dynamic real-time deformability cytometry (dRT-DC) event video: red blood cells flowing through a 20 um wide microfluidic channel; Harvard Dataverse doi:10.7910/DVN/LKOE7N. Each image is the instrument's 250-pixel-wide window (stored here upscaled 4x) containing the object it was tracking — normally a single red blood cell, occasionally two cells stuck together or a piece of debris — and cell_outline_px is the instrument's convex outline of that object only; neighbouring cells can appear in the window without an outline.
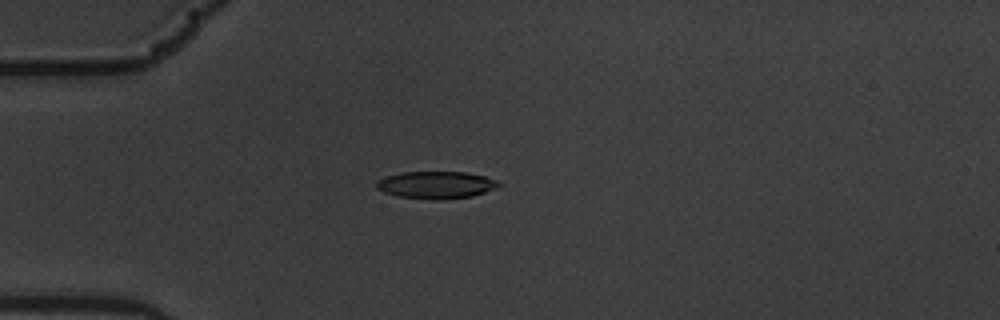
{"species": "common noctule bat (a hibernating species)", "species_latin": "Nyctalus noctula", "temperature_condition": "warm", "stored_images_in_passage": 13, "camera_frame_rate_fps": 3000, "um_per_image_px": 0.085, "animal": {"sex": "male", "body_mass_g": 19.5, "forearm_length_mm": 54.6}, "frame": {"image": 1, "passage_image": 4, "time_ms": 1.0, "image_size_px": [1000, 320], "cell_outline_px": [[500, 184], [496, 188], [472, 196], [440, 200], [436, 200], [396, 196], [384, 192], [376, 188], [376, 180], [388, 176], [404, 172], [464, 172], [484, 176], [496, 180]], "centroid_in_image_um": [37.04, 15.72], "position_along_channel_um": 48.0, "area_um2": 19.31}}
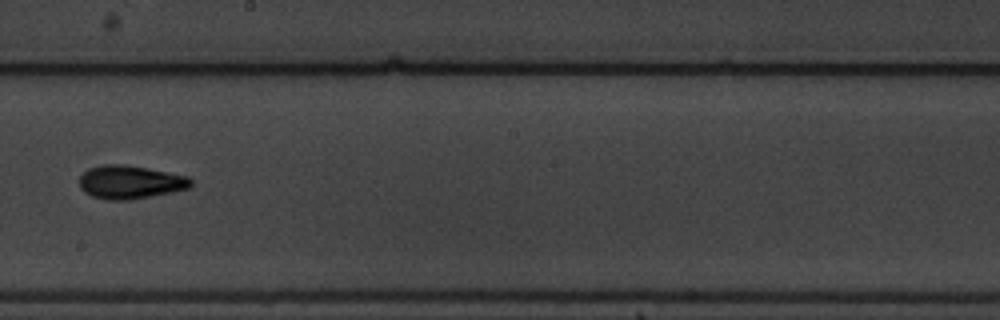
{"frame": {"image": 2, "passage_image": 9, "time_ms": 2.667, "image_size_px": [1000, 320], "cell_outline_px": [[192, 188], [172, 192], [128, 200], [108, 200], [92, 196], [84, 192], [80, 188], [80, 176], [88, 168], [104, 164], [124, 164], [148, 168], [188, 176], [192, 180]], "centroid_in_image_um": [11.08, 15.47], "position_along_channel_um": 237.1, "area_um2": 21.79}}
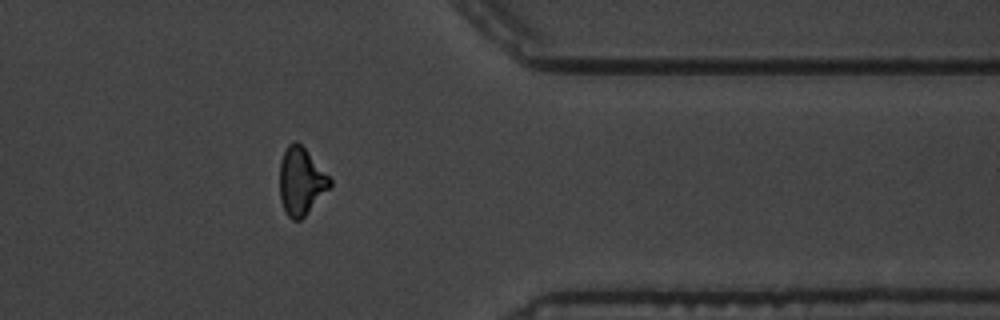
{"frame": {"image": 3, "passage_image": 13, "time_ms": 4.0, "image_size_px": [1000, 320], "cell_outline_px": [[332, 184], [304, 216], [300, 220], [292, 220], [284, 212], [280, 200], [280, 160], [288, 144], [296, 140], [304, 148], [332, 180]], "centroid_in_image_um": [25.56, 15.42], "position_along_channel_um": 385.8, "area_um2": 19.42}}